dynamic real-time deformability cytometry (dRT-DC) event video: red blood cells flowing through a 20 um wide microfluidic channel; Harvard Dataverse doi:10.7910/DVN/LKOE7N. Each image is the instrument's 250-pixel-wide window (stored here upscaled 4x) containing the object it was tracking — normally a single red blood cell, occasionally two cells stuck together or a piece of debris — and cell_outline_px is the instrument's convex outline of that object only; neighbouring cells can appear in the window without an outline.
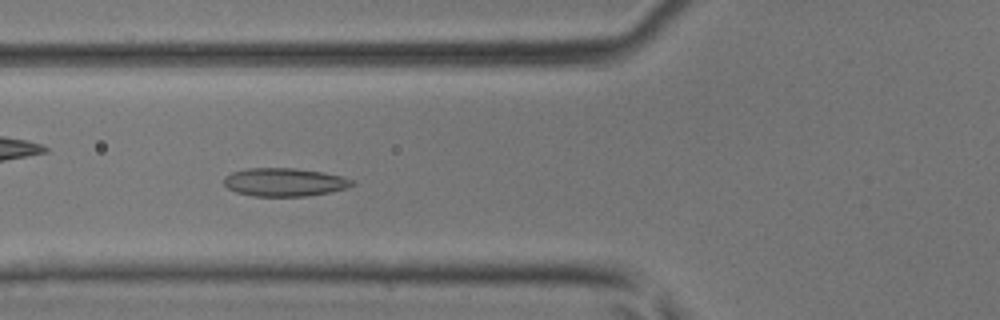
{"species": "common noctule bat (a hibernating species)", "species_latin": "Nyctalus noctula", "temperature_condition": "room temperature", "stored_images_in_passage": 45, "camera_frame_rate_fps": 3000, "um_per_image_px": 0.085, "animal": {"sex": "male", "body_mass_g": 17.9, "forearm_length_mm": 54.2}, "frame": {"image": 1, "passage_image": 16, "time_ms": 5.0, "image_size_px": [1000, 320], "cell_outline_px": [[356, 184], [348, 188], [308, 196], [252, 196], [236, 192], [228, 188], [224, 184], [224, 176], [232, 172], [248, 168], [296, 168], [324, 172], [340, 176], [352, 180]], "centroid_in_image_um": [24.17, 15.48], "position_along_channel_um": 101.6, "area_um2": 21.15}}
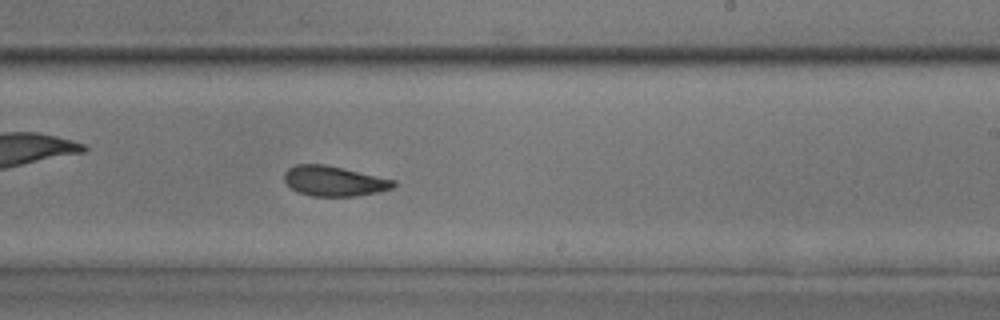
{"frame": {"image": 2, "passage_image": 27, "time_ms": 8.667, "image_size_px": [1000, 320], "cell_outline_px": [[396, 184], [392, 188], [380, 192], [356, 196], [312, 196], [300, 192], [292, 188], [284, 180], [284, 172], [288, 168], [296, 164], [324, 164], [344, 168], [396, 180]], "centroid_in_image_um": [28.42, 15.38], "position_along_channel_um": 260.6, "area_um2": 19.19}}
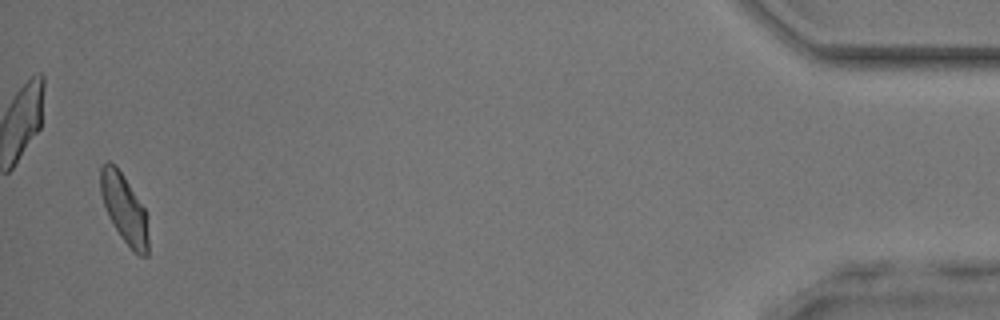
{"frame": {"image": 3, "passage_image": 44, "time_ms": 14.333, "image_size_px": [1000, 320], "cell_outline_px": [[148, 256], [140, 256], [120, 236], [108, 216], [100, 192], [100, 168], [108, 160], [116, 164], [144, 208], [148, 236]], "centroid_in_image_um": [10.54, 17.7], "position_along_channel_um": 424.7, "area_um2": 18.84}}